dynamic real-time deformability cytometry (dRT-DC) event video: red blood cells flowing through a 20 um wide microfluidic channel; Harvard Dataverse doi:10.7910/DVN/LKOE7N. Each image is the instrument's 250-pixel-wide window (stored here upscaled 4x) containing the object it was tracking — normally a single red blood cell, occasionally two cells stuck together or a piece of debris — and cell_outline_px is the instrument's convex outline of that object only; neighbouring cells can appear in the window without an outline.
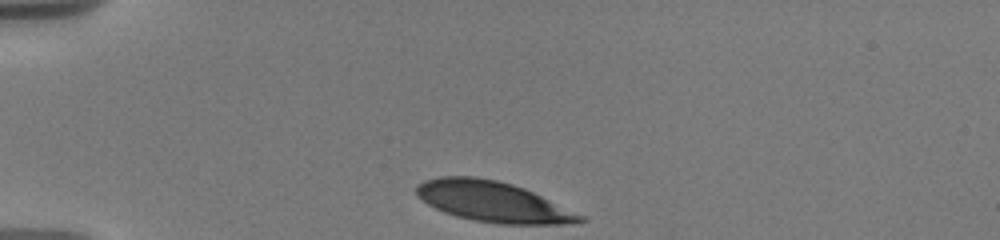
{"species": "human", "species_latin": "Homo sapiens", "temperature_condition": "warm", "stored_images_in_passage": 13, "camera_frame_rate_fps": 3000, "um_per_image_px": 0.085, "donor": {"sex": "male"}, "frame": {"image": 1, "passage_image": 1, "time_ms": 0.0, "image_size_px": [1000, 240], "cell_outline_px": [[588, 220], [580, 224], [500, 224], [476, 220], [456, 216], [444, 212], [428, 204], [416, 196], [416, 188], [424, 180], [440, 176], [476, 176], [496, 180], [512, 184], [524, 188], [584, 216]], "centroid_in_image_um": [41.92, 17.15], "position_along_channel_um": 43.1, "area_um2": 38.49}}
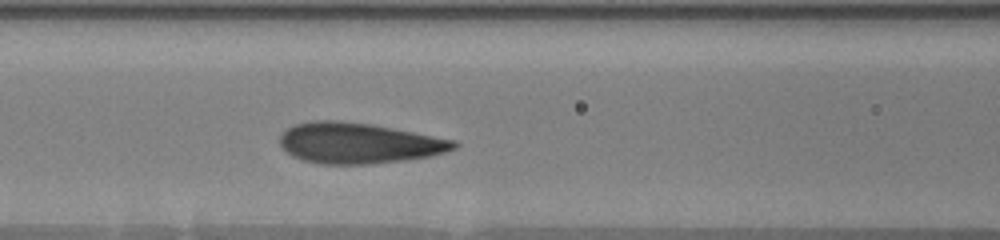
{"frame": {"image": 2, "passage_image": 8, "time_ms": 3.667, "image_size_px": [1000, 240], "cell_outline_px": [[460, 144], [456, 148], [444, 152], [428, 156], [404, 160], [368, 164], [320, 164], [300, 160], [292, 156], [280, 144], [280, 136], [288, 128], [296, 124], [312, 120], [336, 120], [372, 124], [456, 140]], "centroid_in_image_um": [30.48, 12.16], "position_along_channel_um": 136.1, "area_um2": 41.21}}
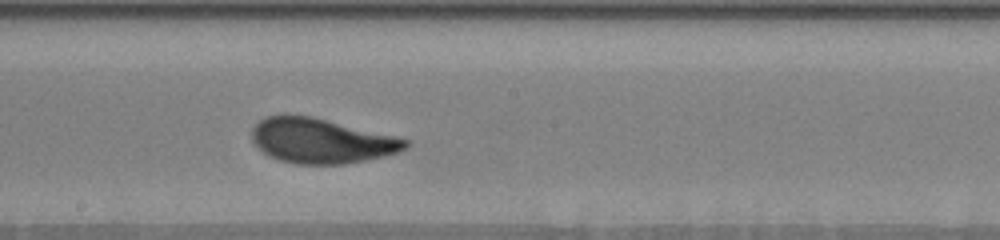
{"frame": {"image": 3, "passage_image": 13, "time_ms": 6.0, "image_size_px": [1000, 240], "cell_outline_px": [[408, 144], [404, 148], [396, 152], [384, 156], [344, 164], [296, 164], [280, 160], [268, 156], [252, 140], [252, 128], [264, 116], [284, 112], [288, 112], [312, 116], [408, 140]], "centroid_in_image_um": [27.2, 11.94], "position_along_channel_um": 221.0, "area_um2": 40.06}}